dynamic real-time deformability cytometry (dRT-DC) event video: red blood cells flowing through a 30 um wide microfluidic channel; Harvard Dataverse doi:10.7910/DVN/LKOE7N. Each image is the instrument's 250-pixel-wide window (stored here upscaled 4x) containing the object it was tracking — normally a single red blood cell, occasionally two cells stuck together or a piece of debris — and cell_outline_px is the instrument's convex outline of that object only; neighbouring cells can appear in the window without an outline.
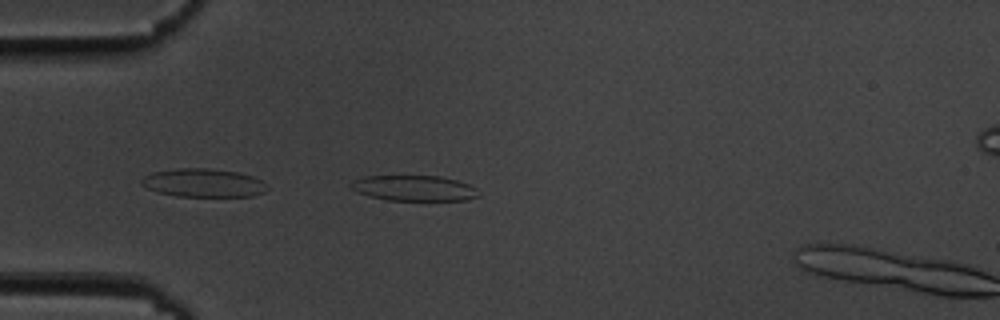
{"species": "common noctule bat (a hibernating species)", "species_latin": "Nyctalus noctula", "temperature_condition": "cold", "stored_images_in_passage": 5, "camera_frame_rate_fps": 3000, "um_per_image_px": 0.085, "animal": {"sex": "male", "body_mass_g": 19.5, "forearm_length_mm": 54.6}, "frame": {"image": 1, "passage_image": 3, "time_ms": 0.667, "image_size_px": [1000, 320], "cell_outline_px": [[480, 196], [468, 200], [384, 200], [368, 196], [356, 192], [348, 184], [364, 176], [440, 176], [456, 180], [468, 184], [476, 188]], "centroid_in_image_um": [35.19, 16.0], "position_along_channel_um": 49.8, "area_um2": 19.02}}